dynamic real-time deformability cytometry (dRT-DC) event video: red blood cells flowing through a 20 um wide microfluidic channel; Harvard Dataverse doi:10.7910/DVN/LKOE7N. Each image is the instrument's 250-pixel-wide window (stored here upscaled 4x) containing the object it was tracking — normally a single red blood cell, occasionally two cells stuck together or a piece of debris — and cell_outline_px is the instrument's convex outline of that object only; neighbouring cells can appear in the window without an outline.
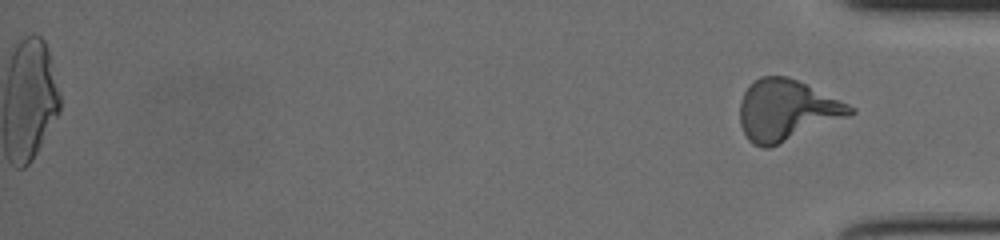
{"species": "human", "species_latin": "Homo sapiens", "temperature_condition": "cold", "stored_images_in_passage": 59, "segment_of_instrument_passage": [2, 2], "camera_frame_rate_fps": 3000, "um_per_image_px": 0.085, "donor": {"sex": "female"}, "frame": {"image": 1, "passage_image": 59, "time_ms": 19.333, "image_size_px": [1000, 240], "cell_outline_px": [[856, 112], [848, 116], [768, 148], [764, 148], [752, 144], [748, 140], [740, 124], [740, 100], [744, 92], [760, 76], [788, 76], [848, 104], [856, 108]], "centroid_in_image_um": [66.83, 9.37], "position_along_channel_um": 368.4, "area_um2": 38.55}}